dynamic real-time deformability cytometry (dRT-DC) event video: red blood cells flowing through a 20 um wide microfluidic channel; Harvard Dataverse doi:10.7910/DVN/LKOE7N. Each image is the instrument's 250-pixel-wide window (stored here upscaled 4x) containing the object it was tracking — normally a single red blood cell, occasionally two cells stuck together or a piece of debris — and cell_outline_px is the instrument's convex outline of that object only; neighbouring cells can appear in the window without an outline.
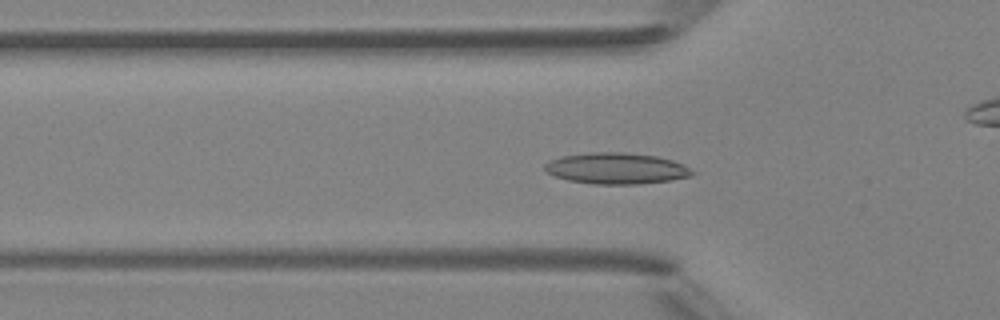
{"species": "Egyptian fruit bat (a non-hibernating species)", "species_latin": "Rousettus aegyptiacus", "temperature_condition": "room temperature", "stored_images_in_passage": 36, "camera_frame_rate_fps": 3000, "um_per_image_px": 0.085, "animal": {"sex": "female"}, "frame": {"image": 1, "passage_image": 3, "time_ms": 0.667, "image_size_px": [1000, 320], "cell_outline_px": [[696, 172], [692, 176], [672, 180], [636, 184], [592, 184], [568, 180], [556, 176], [548, 172], [544, 168], [544, 164], [560, 156], [592, 152], [624, 152], [656, 156], [672, 160]], "centroid_in_image_um": [52.39, 14.31], "position_along_channel_um": 73.4, "area_um2": 26.65}}
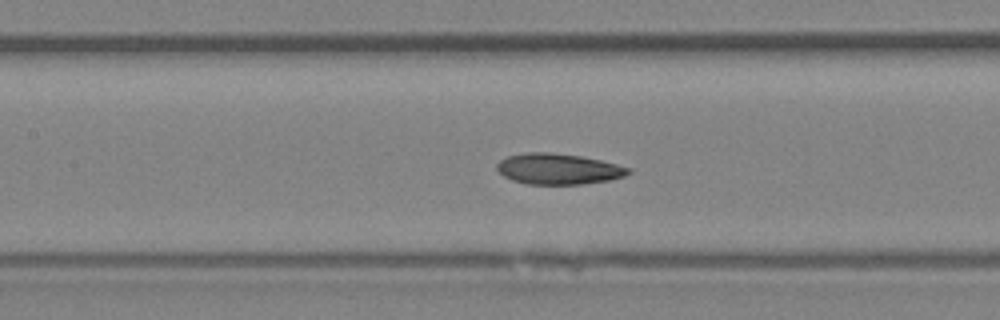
{"frame": {"image": 2, "passage_image": 9, "time_ms": 2.667, "image_size_px": [1000, 320], "cell_outline_px": [[632, 172], [624, 176], [608, 180], [584, 184], [528, 184], [512, 180], [504, 176], [496, 168], [496, 164], [500, 160], [508, 156], [528, 152], [548, 152], [580, 156], [600, 160], [632, 168]], "centroid_in_image_um": [47.46, 14.36], "position_along_channel_um": 159.9, "area_um2": 23.52}}
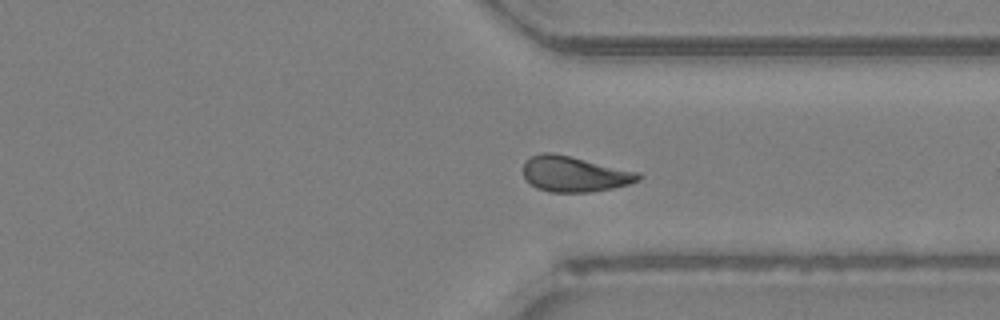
{"frame": {"image": 3, "passage_image": 23, "time_ms": 7.333, "image_size_px": [1000, 320], "cell_outline_px": [[644, 176], [640, 180], [628, 184], [612, 188], [588, 192], [548, 192], [536, 188], [524, 176], [524, 160], [540, 152], [552, 152], [640, 172]], "centroid_in_image_um": [48.84, 14.79], "position_along_channel_um": 362.6, "area_um2": 23.87}, "authors_computed_cell_mechanics": {"area_um2": 23.5824, "velocity_mm_per_s": 4.3332, "shape_relaxation_time_tau1_ms": null, "shape_relaxation_time_tau2_ms": 4.6371, "deformation_change_tau1": null, "deformation_change_tau2": 0.1243}}